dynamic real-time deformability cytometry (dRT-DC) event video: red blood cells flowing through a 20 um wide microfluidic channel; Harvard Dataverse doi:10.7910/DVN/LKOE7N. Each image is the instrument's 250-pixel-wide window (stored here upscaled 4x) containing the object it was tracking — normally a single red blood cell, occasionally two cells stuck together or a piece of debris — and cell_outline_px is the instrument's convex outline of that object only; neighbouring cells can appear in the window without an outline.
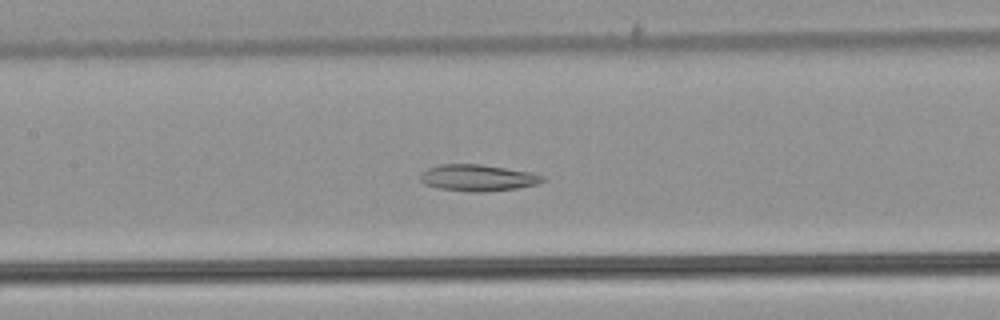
{"species": "common noctule bat (a hibernating species)", "species_latin": "Nyctalus noctula", "temperature_condition": "warm", "stored_images_in_passage": 55, "camera_frame_rate_fps": 3000, "um_per_image_px": 0.085, "animal": {"sex": "male", "body_mass_g": 21.5, "forearm_length_mm": 52.0}, "frame": {"image": 1, "passage_image": 27, "time_ms": 8.667, "image_size_px": [1000, 320], "cell_outline_px": [[548, 180], [536, 184], [516, 188], [484, 192], [472, 192], [440, 188], [424, 184], [420, 180], [420, 176], [428, 168], [440, 164], [480, 164], [532, 172], [544, 176]], "centroid_in_image_um": [40.65, 15.11], "position_along_channel_um": 166.8, "area_um2": 18.84}}
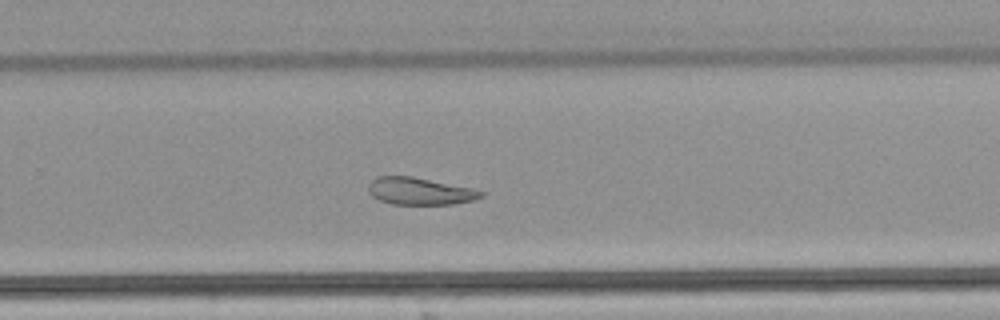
{"frame": {"image": 2, "passage_image": 37, "time_ms": 12.0, "image_size_px": [1000, 320], "cell_outline_px": [[484, 196], [476, 200], [456, 204], [392, 204], [380, 200], [372, 196], [368, 192], [368, 184], [376, 176], [412, 176], [472, 188], [484, 192]], "centroid_in_image_um": [35.7, 16.25], "position_along_channel_um": 294.1, "area_um2": 17.98}}
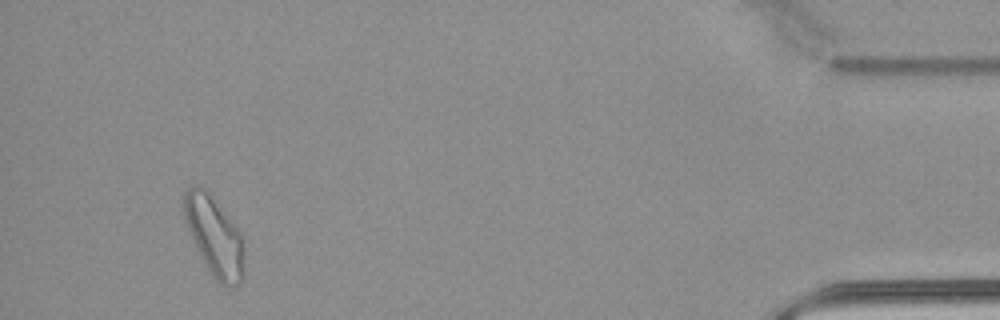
{"frame": {"image": 3, "passage_image": 52, "time_ms": 17.0, "image_size_px": [1000, 320], "cell_outline_px": [[244, 280], [240, 284], [228, 288], [224, 288], [212, 276], [196, 248], [184, 220], [180, 204], [184, 192], [188, 188], [196, 184], [200, 184], [208, 192], [244, 236]], "centroid_in_image_um": [18.21, 20.09], "position_along_channel_um": 417.0, "area_um2": 28.61}, "authors_computed_cell_mechanics": {"area_um2": 24.3916, "velocity_mm_per_s": 3.8408, "shape_relaxation_time_tau1_ms": null, "shape_relaxation_time_tau2_ms": 8.9334, "deformation_change_tau1": null, "deformation_change_tau2": 0.1846}}